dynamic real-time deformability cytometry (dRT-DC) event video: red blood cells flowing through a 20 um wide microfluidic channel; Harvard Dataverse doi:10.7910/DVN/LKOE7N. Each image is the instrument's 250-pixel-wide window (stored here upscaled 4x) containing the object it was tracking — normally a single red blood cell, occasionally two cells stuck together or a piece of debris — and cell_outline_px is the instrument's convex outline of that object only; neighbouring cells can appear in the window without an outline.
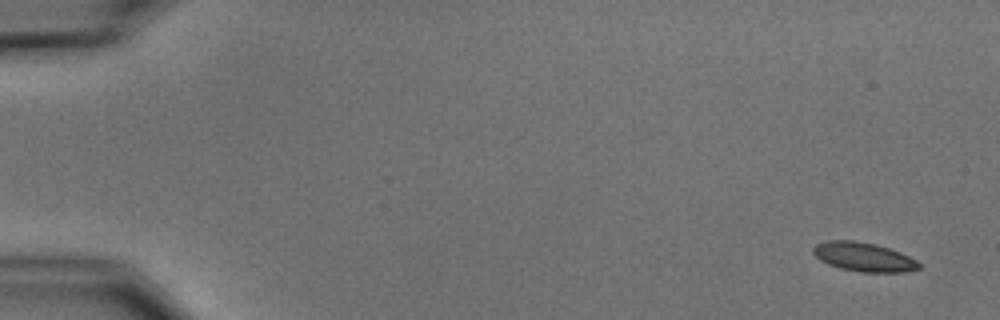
{"species": "common noctule bat (a hibernating species)", "species_latin": "Nyctalus noctula", "temperature_condition": "cold", "stored_images_in_passage": 5, "camera_frame_rate_fps": 3000, "um_per_image_px": 0.085, "animal": {"sex": "male", "body_mass_g": 15.6}, "frame": {"image": 1, "passage_image": 1, "time_ms": 0.0, "image_size_px": [1000, 320], "cell_outline_px": [[920, 268], [904, 272], [860, 272], [840, 268], [828, 264], [820, 260], [812, 252], [812, 248], [816, 244], [828, 240], [856, 240], [876, 244], [900, 252], [916, 260], [920, 264]], "centroid_in_image_um": [73.39, 21.83], "position_along_channel_um": 11.6, "area_um2": 17.92}}
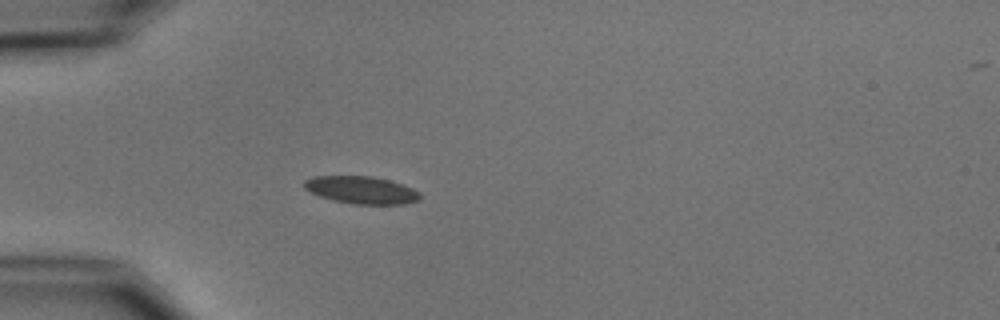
{"frame": {"image": 2, "passage_image": 5, "time_ms": 4.667, "image_size_px": [1000, 320], "cell_outline_px": [[420, 200], [404, 204], [352, 204], [320, 196], [304, 188], [304, 180], [312, 176], [372, 176], [388, 180], [412, 188], [420, 192]], "centroid_in_image_um": [30.72, 16.15], "position_along_channel_um": 54.3, "area_um2": 18.38}}